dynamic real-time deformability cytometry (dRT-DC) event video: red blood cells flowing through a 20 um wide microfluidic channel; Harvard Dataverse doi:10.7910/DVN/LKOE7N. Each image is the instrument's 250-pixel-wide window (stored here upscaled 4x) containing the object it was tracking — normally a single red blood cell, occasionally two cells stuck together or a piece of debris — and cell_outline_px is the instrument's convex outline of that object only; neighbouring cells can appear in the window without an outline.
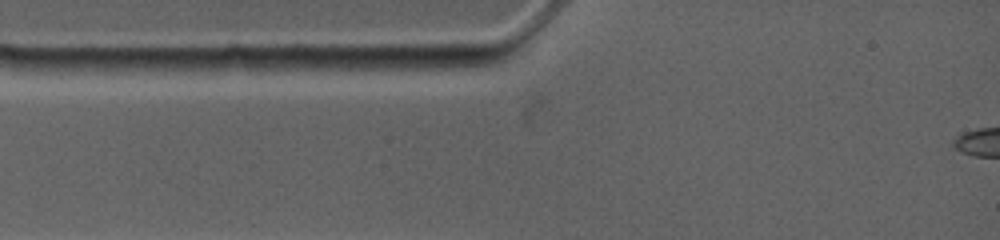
{"species": "common noctule bat (a hibernating species)", "species_latin": "Nyctalus noctula", "temperature_condition": "warm", "stored_images_in_passage": 1, "camera_frame_rate_fps": 4500, "um_per_image_px": 0.085, "animal": {"sex": "female", "body_mass_g": 19.0, "forearm_length_mm": 53.3}, "frame": {"image": 1, "passage_image": 1, "time_ms": 0.0, "image_size_px": [1000, 240], "cell_outline_px": [[260, 68], [220, 76], [156, 76], [144, 68], [140, 60], [228, 56], [244, 56]], "centroid_in_image_um": [16.91, 5.63], "position_along_channel_um": 68.1, "area_um2": 13.53}}